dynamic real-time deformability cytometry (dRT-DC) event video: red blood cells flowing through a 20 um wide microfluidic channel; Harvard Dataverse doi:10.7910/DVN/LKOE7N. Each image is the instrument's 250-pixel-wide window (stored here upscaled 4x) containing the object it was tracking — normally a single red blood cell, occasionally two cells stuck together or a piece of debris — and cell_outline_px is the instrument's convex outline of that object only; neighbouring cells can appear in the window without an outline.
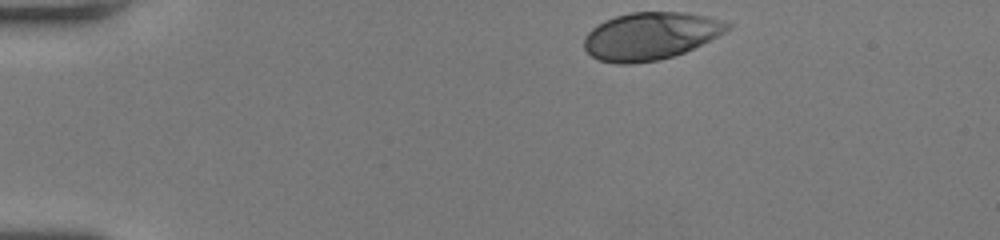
{"species": "human", "species_latin": "Homo sapiens", "temperature_condition": "room temperature", "stored_images_in_passage": 37, "camera_frame_rate_fps": 3000, "um_per_image_px": 0.085, "donor": {"sex": "female"}, "frame": {"image": 1, "passage_image": 1, "time_ms": 0.0, "image_size_px": [1000, 240], "cell_outline_px": [[732, 28], [684, 52], [660, 60], [632, 64], [616, 64], [600, 60], [592, 56], [584, 48], [584, 36], [592, 28], [604, 20], [616, 16], [632, 12], [684, 12], [704, 16], [732, 24]], "centroid_in_image_um": [55.24, 3.06], "position_along_channel_um": 29.8, "area_um2": 39.36}}
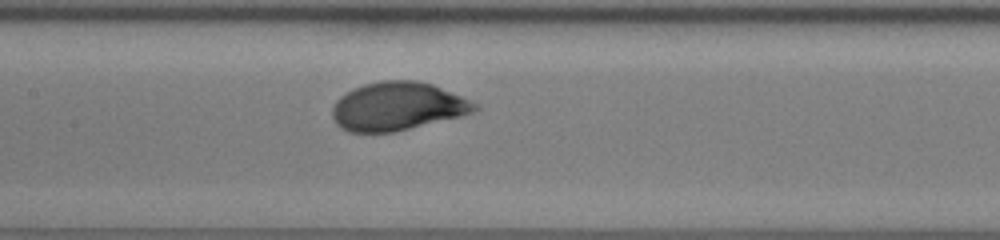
{"frame": {"image": 2, "passage_image": 18, "time_ms": 5.667, "image_size_px": [1000, 240], "cell_outline_px": [[480, 108], [476, 112], [396, 132], [348, 132], [340, 128], [336, 124], [332, 116], [332, 108], [336, 100], [340, 96], [352, 88], [364, 84], [380, 80], [416, 80], [432, 84], [480, 104]], "centroid_in_image_um": [33.79, 9.04], "position_along_channel_um": 173.6, "area_um2": 40.46}}
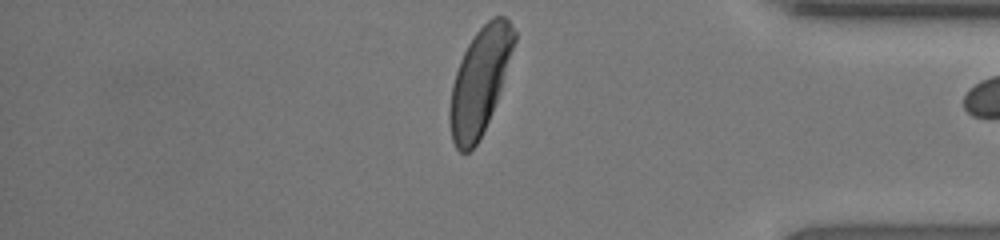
{"frame": {"image": 3, "passage_image": 36, "time_ms": 11.667, "image_size_px": [1000, 240], "cell_outline_px": [[516, 40], [496, 100], [480, 140], [468, 152], [460, 152], [456, 148], [452, 140], [448, 120], [448, 108], [452, 84], [460, 60], [468, 44], [476, 32], [492, 16], [504, 16], [508, 20], [516, 32]], "centroid_in_image_um": [40.75, 6.91], "position_along_channel_um": 394.5, "area_um2": 39.36}}